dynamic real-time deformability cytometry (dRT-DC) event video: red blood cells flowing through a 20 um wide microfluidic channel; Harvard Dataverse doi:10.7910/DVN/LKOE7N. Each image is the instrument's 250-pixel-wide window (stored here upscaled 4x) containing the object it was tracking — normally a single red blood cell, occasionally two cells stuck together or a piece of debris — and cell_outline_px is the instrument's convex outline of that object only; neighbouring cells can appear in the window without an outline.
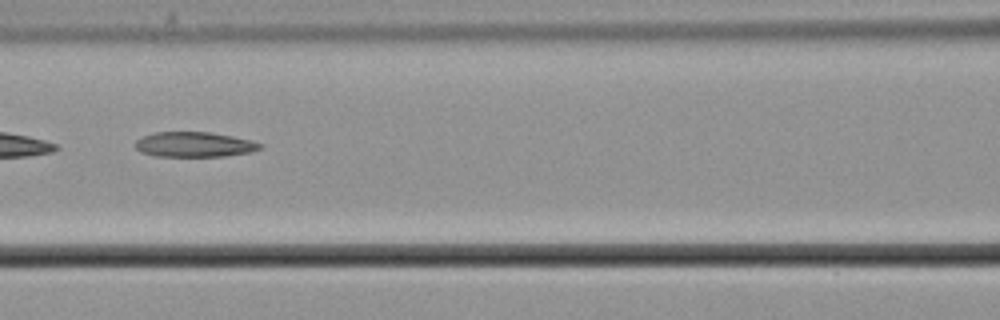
{"species": "common noctule bat (a hibernating species)", "species_latin": "Nyctalus noctula", "temperature_condition": "cold", "stored_images_in_passage": 8, "camera_frame_rate_fps": 3000, "um_per_image_px": 0.085, "animal": {"sex": "male", "body_mass_g": 21.5, "forearm_length_mm": 52.0}, "frame": {"image": 1, "passage_image": 6, "time_ms": 1.667, "image_size_px": [1000, 320], "cell_outline_px": [[264, 148], [252, 152], [224, 156], [152, 156], [140, 152], [136, 148], [136, 140], [144, 136], [156, 132], [212, 132], [252, 140], [264, 144]], "centroid_in_image_um": [16.57, 12.28], "position_along_channel_um": 150.0, "area_um2": 18.38}}
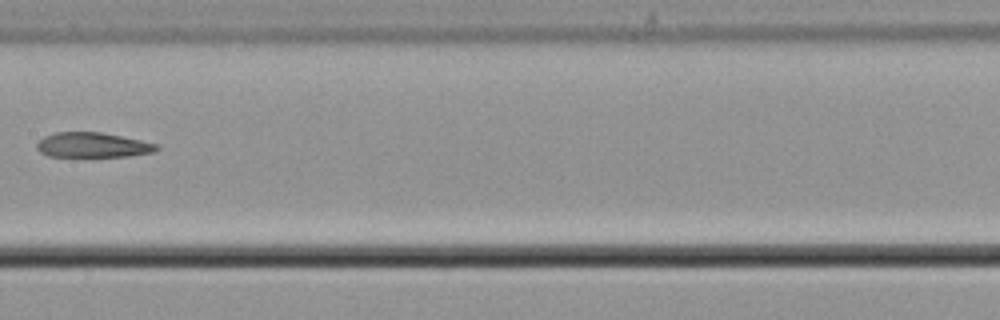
{"frame": {"image": 2, "passage_image": 7, "time_ms": 2.0, "image_size_px": [1000, 320], "cell_outline_px": [[160, 148], [152, 152], [128, 156], [48, 156], [40, 152], [36, 148], [36, 144], [44, 136], [56, 132], [100, 132], [160, 144]], "centroid_in_image_um": [7.87, 12.32], "position_along_channel_um": 199.5, "area_um2": 17.28}}
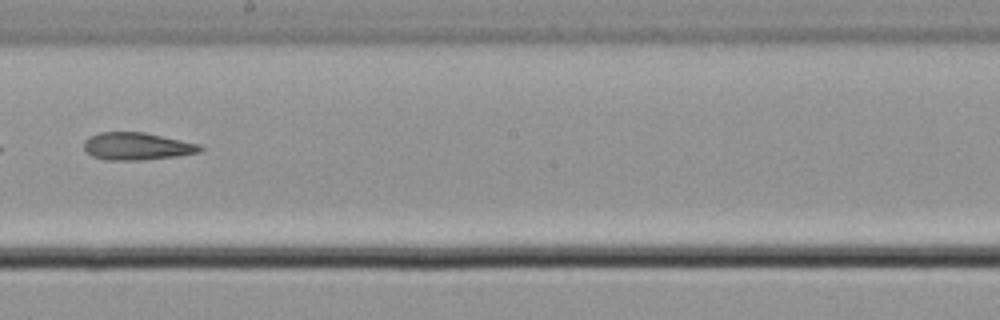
{"frame": {"image": 3, "passage_image": 8, "time_ms": 2.333, "image_size_px": [1000, 320], "cell_outline_px": [[204, 148], [200, 152], [176, 156], [140, 160], [104, 160], [92, 156], [84, 148], [84, 140], [88, 136], [100, 132], [144, 132], [200, 144]], "centroid_in_image_um": [11.62, 12.43], "position_along_channel_um": 236.6, "area_um2": 18.61}}